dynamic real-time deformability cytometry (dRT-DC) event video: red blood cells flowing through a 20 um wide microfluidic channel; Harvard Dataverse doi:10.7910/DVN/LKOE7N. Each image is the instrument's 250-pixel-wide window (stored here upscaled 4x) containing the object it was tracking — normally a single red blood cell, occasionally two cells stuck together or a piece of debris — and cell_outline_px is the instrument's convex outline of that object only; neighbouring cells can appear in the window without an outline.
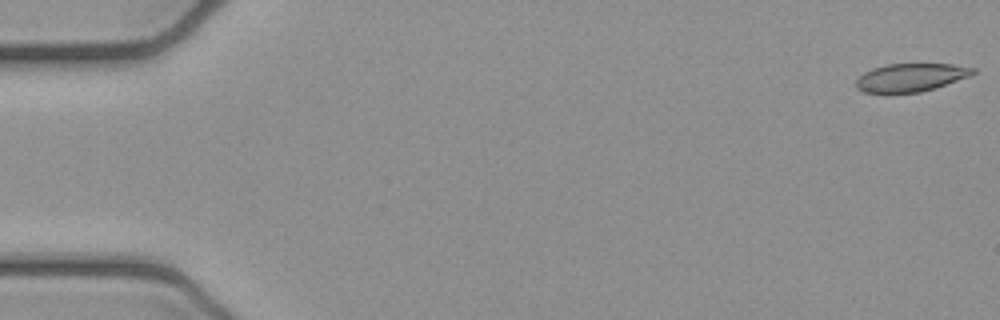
{"species": "common noctule bat (a hibernating species)", "species_latin": "Nyctalus noctula", "temperature_condition": "cold", "stored_images_in_passage": 6, "segment_of_instrument_passage": [2, 2], "camera_frame_rate_fps": 3000, "um_per_image_px": 0.085, "animal": {"sex": "female", "body_mass_g": 21.9}, "frame": {"image": 1, "passage_image": 6, "time_ms": 1.667, "image_size_px": [1000, 320], "cell_outline_px": [[976, 72], [972, 76], [936, 88], [920, 92], [884, 96], [864, 92], [856, 88], [856, 80], [864, 72], [872, 68], [888, 64], [952, 64], [976, 68]], "centroid_in_image_um": [77.39, 6.63], "position_along_channel_um": 7.6, "area_um2": 20.0}}